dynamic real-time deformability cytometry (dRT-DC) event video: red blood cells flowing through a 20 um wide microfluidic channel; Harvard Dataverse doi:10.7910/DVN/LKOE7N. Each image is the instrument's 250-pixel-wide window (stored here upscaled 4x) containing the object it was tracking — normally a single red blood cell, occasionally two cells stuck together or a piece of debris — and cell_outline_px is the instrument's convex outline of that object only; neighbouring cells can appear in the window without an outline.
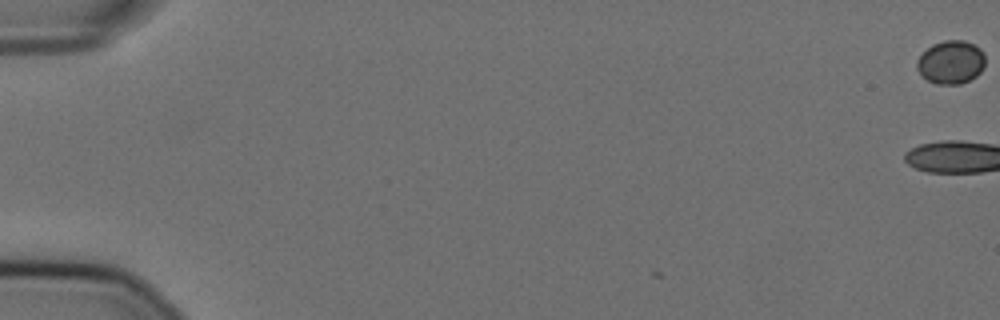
{"species": "Egyptian fruit bat (a non-hibernating species)", "species_latin": "Rousettus aegyptiacus", "temperature_condition": "cold", "stored_images_in_passage": 2, "camera_frame_rate_fps": 3000, "um_per_image_px": 0.085, "animal": {"sex": "female"}, "frame": {"image": 1, "passage_image": 2, "time_ms": 0.333, "image_size_px": [1000, 320], "cell_outline_px": [[984, 68], [976, 76], [960, 84], [936, 84], [928, 80], [916, 68], [916, 60], [932, 44], [944, 40], [964, 40], [980, 48], [984, 56]], "centroid_in_image_um": [80.83, 5.28], "position_along_channel_um": 4.2, "area_um2": 17.11}}